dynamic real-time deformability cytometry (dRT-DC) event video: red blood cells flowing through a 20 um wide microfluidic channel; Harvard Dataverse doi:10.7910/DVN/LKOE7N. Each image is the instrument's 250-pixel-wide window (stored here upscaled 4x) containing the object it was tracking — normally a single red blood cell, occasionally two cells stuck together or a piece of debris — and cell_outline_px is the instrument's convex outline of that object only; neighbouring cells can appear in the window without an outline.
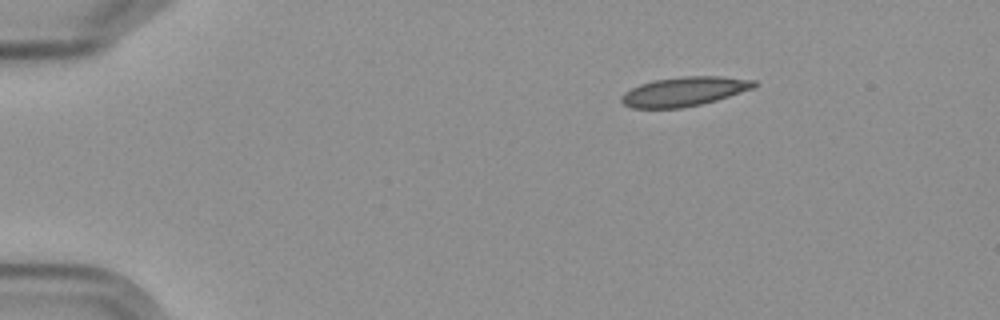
{"species": "Egyptian fruit bat (a non-hibernating species)", "species_latin": "Rousettus aegyptiacus", "temperature_condition": "cold", "stored_images_in_passage": 4, "camera_frame_rate_fps": 3000, "um_per_image_px": 0.085, "frame": {"image": 1, "passage_image": 1, "time_ms": 0.0, "image_size_px": [1000, 320], "cell_outline_px": [[756, 88], [716, 100], [700, 104], [680, 108], [632, 108], [624, 104], [620, 100], [620, 96], [624, 92], [640, 84], [652, 80], [680, 76], [720, 76], [756, 80]], "centroid_in_image_um": [58.16, 7.77], "position_along_channel_um": 26.8, "area_um2": 22.77}}
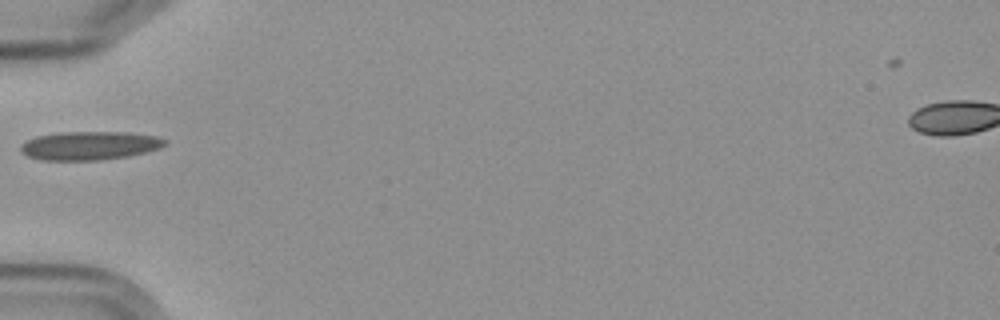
{"frame": {"image": 2, "passage_image": 4, "time_ms": 3.667, "image_size_px": [1000, 320], "cell_outline_px": [[168, 140], [160, 148], [128, 156], [100, 160], [44, 160], [28, 156], [20, 152], [20, 144], [36, 136], [60, 132], [128, 132], [156, 136]], "centroid_in_image_um": [7.6, 12.37], "position_along_channel_um": 77.4, "area_um2": 23.99}}